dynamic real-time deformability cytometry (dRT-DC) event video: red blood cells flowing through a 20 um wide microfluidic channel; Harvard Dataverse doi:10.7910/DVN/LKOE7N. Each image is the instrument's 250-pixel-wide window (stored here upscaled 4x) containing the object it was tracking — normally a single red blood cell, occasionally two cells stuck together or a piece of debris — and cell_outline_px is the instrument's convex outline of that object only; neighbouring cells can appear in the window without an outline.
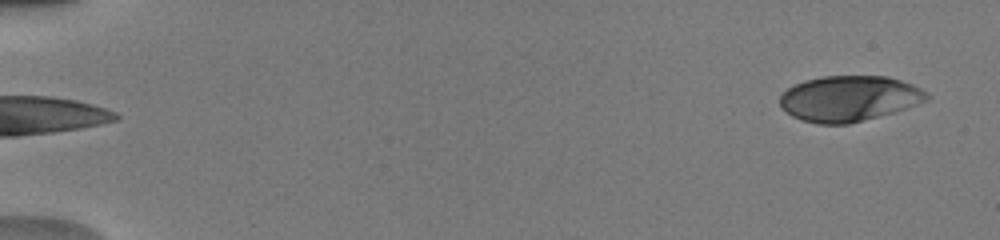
{"species": "human", "species_latin": "Homo sapiens", "temperature_condition": "warm", "stored_images_in_passage": 10, "camera_frame_rate_fps": 3000, "um_per_image_px": 0.085, "donor": {"sex": "male"}, "frame": {"image": 1, "passage_image": 1, "time_ms": 0.0, "image_size_px": [1000, 240], "cell_outline_px": [[928, 100], [892, 112], [864, 120], [848, 124], [816, 124], [800, 120], [792, 116], [780, 108], [780, 96], [788, 88], [804, 80], [820, 76], [888, 76], [912, 84], [928, 92]], "centroid_in_image_um": [72.13, 8.37], "position_along_channel_um": 12.9, "area_um2": 39.02}}
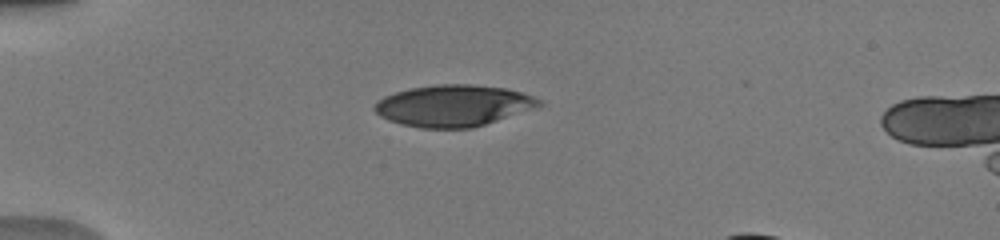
{"frame": {"image": 2, "passage_image": 6, "time_ms": 4.0, "image_size_px": [1000, 240], "cell_outline_px": [[544, 104], [536, 108], [472, 128], [424, 128], [400, 124], [388, 120], [380, 116], [372, 108], [376, 100], [384, 96], [408, 88], [436, 84], [472, 84], [508, 88], [544, 100]], "centroid_in_image_um": [38.54, 8.97], "position_along_channel_um": 46.5, "area_um2": 40.11}}
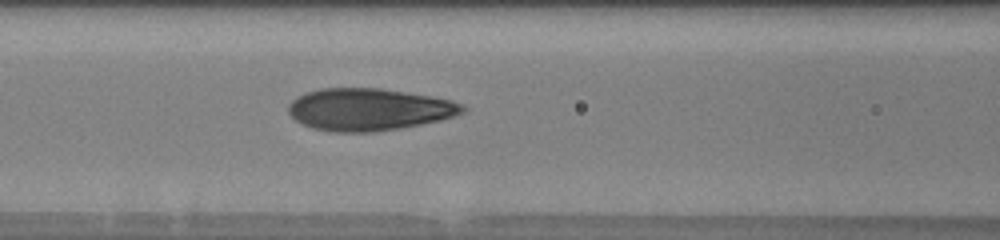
{"frame": {"image": 3, "passage_image": 10, "time_ms": 7.0, "image_size_px": [1000, 240], "cell_outline_px": [[468, 108], [464, 112], [456, 116], [440, 120], [400, 128], [372, 132], [336, 132], [312, 128], [296, 120], [288, 112], [288, 104], [296, 96], [304, 92], [320, 88], [380, 88], [432, 96], [452, 100], [464, 104]], "centroid_in_image_um": [31.37, 9.29], "position_along_channel_um": 135.2, "area_um2": 43.06}}